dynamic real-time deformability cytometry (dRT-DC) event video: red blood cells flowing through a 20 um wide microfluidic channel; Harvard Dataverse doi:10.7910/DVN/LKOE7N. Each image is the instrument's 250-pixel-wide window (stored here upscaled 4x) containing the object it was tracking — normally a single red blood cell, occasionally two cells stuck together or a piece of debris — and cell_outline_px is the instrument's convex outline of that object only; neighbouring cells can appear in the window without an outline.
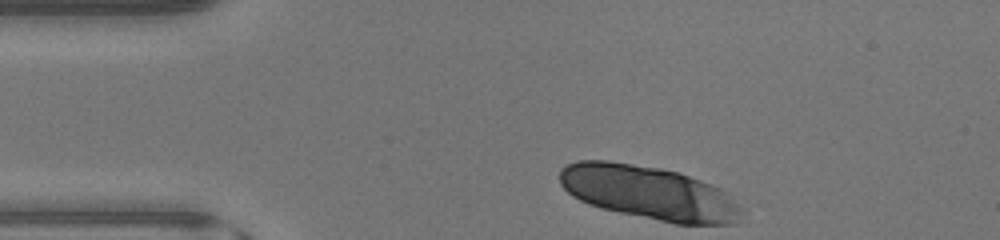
{"species": "human", "species_latin": "Homo sapiens", "temperature_condition": "warm", "stored_images_in_passage": 14, "segment_of_instrument_passage": [1, 2], "camera_frame_rate_fps": 3000, "um_per_image_px": 0.085, "donor": {"sex": "male"}, "frame": {"image": 1, "passage_image": 1, "time_ms": 0.0, "image_size_px": [1000, 240], "cell_outline_px": [[744, 212], [732, 224], [676, 224], [620, 212], [588, 204], [572, 196], [560, 184], [560, 168], [576, 160], [608, 160], [660, 168], [680, 172], [720, 188], [728, 192], [744, 208]], "centroid_in_image_um": [55.19, 16.37], "position_along_channel_um": 29.8, "area_um2": 57.16}}